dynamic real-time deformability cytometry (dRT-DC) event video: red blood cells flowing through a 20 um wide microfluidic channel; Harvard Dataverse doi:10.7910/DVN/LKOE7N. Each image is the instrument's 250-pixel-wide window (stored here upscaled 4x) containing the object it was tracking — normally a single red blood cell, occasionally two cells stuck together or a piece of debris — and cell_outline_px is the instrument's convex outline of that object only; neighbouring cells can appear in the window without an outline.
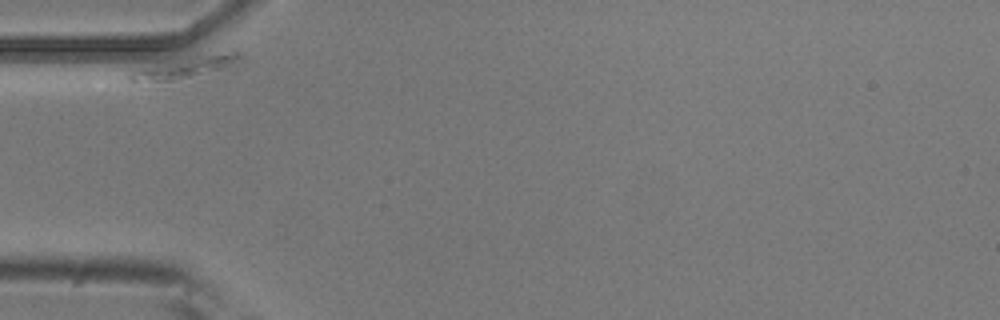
{"species": "common noctule bat (a hibernating species)", "species_latin": "Nyctalus noctula", "temperature_condition": "room temperature", "stored_images_in_passage": 2, "camera_frame_rate_fps": 3000, "um_per_image_px": 0.085, "animal": {"sex": "male", "body_mass_g": 20.5, "forearm_length_mm": 52.5}, "frame": {"image": 1, "passage_image": 1, "time_ms": 0.0, "image_size_px": [1000, 320], "cell_outline_px": [[244, 60], [224, 68], [168, 88], [156, 88], [132, 84], [128, 80], [128, 72], [132, 68], [204, 52], [232, 48], [240, 48], [244, 52]], "centroid_in_image_um": [15.64, 5.81], "position_along_channel_um": 69.4, "area_um2": 18.15}}